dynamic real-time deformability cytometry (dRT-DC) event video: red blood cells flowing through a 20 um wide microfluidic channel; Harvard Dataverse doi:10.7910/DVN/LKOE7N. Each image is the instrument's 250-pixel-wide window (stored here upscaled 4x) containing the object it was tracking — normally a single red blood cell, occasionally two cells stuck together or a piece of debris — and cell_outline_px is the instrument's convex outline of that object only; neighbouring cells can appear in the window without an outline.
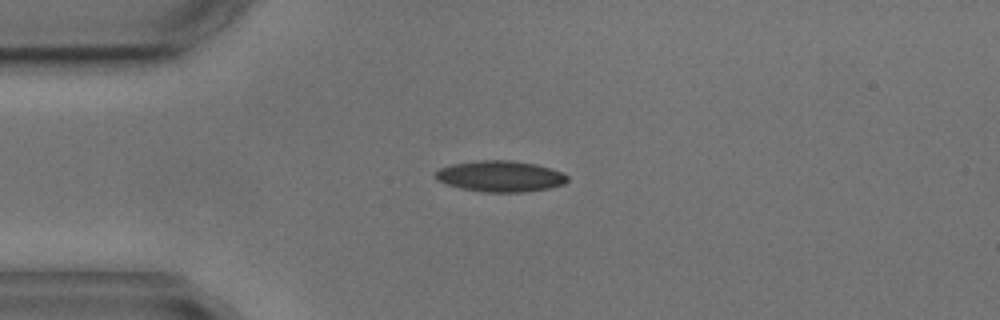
{"species": "common noctule bat (a hibernating species)", "species_latin": "Nyctalus noctula", "temperature_condition": "cold", "stored_images_in_passage": 5, "camera_frame_rate_fps": 3000, "um_per_image_px": 0.085, "animal": {"sex": "male", "body_mass_g": 17.9, "forearm_length_mm": 54.2}, "frame": {"image": 1, "passage_image": 2, "time_ms": 1.333, "image_size_px": [1000, 320], "cell_outline_px": [[568, 180], [564, 184], [548, 188], [524, 192], [484, 192], [460, 188], [436, 180], [432, 176], [440, 168], [452, 164], [476, 160], [512, 160], [536, 164], [564, 172], [568, 176]], "centroid_in_image_um": [42.52, 14.97], "position_along_channel_um": 42.5, "area_um2": 24.04}}